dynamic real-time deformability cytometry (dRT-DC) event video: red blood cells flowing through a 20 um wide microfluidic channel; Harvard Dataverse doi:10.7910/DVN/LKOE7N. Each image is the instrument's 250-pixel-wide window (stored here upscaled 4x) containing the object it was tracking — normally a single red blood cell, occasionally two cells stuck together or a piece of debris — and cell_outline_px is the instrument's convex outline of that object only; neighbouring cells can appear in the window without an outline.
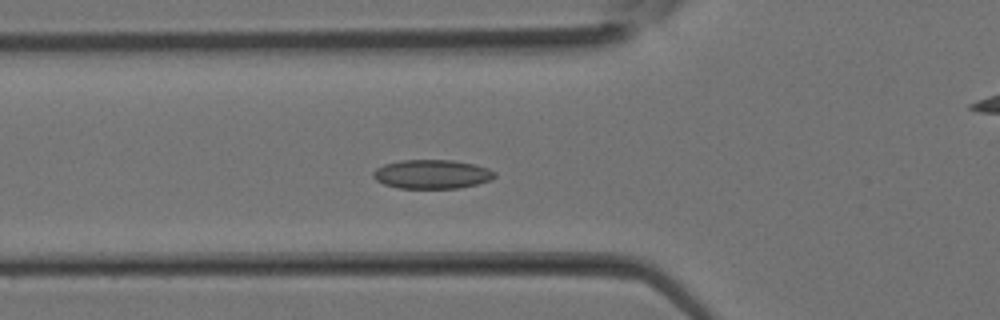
{"species": "Egyptian fruit bat (a non-hibernating species)", "species_latin": "Rousettus aegyptiacus", "temperature_condition": "room temperature", "stored_images_in_passage": 21, "camera_frame_rate_fps": 3000, "um_per_image_px": 0.085, "animal": {"sex": "female"}, "frame": {"image": 1, "passage_image": 6, "time_ms": 1.667, "image_size_px": [1000, 320], "cell_outline_px": [[496, 176], [492, 180], [460, 188], [400, 188], [384, 184], [376, 180], [372, 176], [372, 172], [376, 168], [384, 164], [400, 160], [452, 160], [476, 164], [488, 168], [496, 172]], "centroid_in_image_um": [36.73, 14.8], "position_along_channel_um": 89.1, "area_um2": 20.69}}
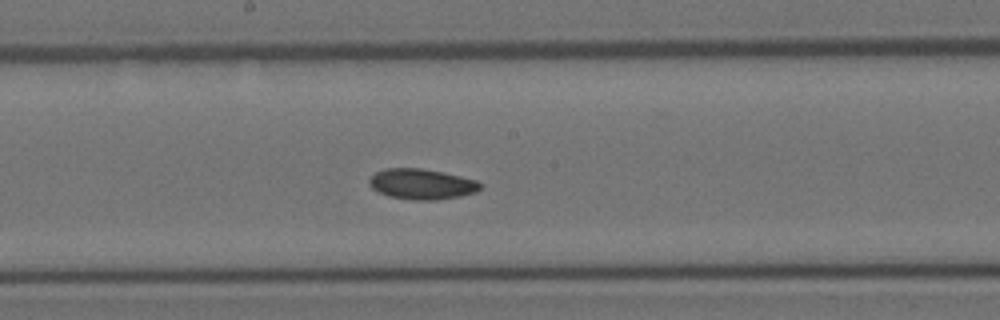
{"frame": {"image": 2, "passage_image": 12, "time_ms": 3.667, "image_size_px": [1000, 320], "cell_outline_px": [[484, 184], [476, 192], [460, 196], [436, 200], [416, 200], [388, 196], [372, 188], [368, 184], [368, 180], [376, 172], [384, 168], [420, 168], [444, 172], [476, 180]], "centroid_in_image_um": [35.85, 15.64], "position_along_channel_um": 212.3, "area_um2": 19.77}}
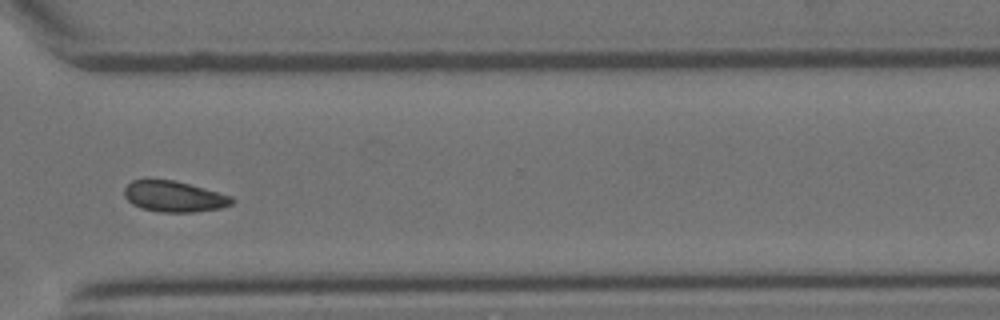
{"frame": {"image": 3, "passage_image": 19, "time_ms": 6.0, "image_size_px": [1000, 320], "cell_outline_px": [[236, 200], [232, 204], [220, 208], [196, 212], [160, 212], [140, 208], [132, 204], [124, 196], [124, 188], [132, 180], [148, 176], [172, 180], [204, 188], [232, 196]], "centroid_in_image_um": [14.74, 16.67], "position_along_channel_um": 355.9, "area_um2": 19.88}}